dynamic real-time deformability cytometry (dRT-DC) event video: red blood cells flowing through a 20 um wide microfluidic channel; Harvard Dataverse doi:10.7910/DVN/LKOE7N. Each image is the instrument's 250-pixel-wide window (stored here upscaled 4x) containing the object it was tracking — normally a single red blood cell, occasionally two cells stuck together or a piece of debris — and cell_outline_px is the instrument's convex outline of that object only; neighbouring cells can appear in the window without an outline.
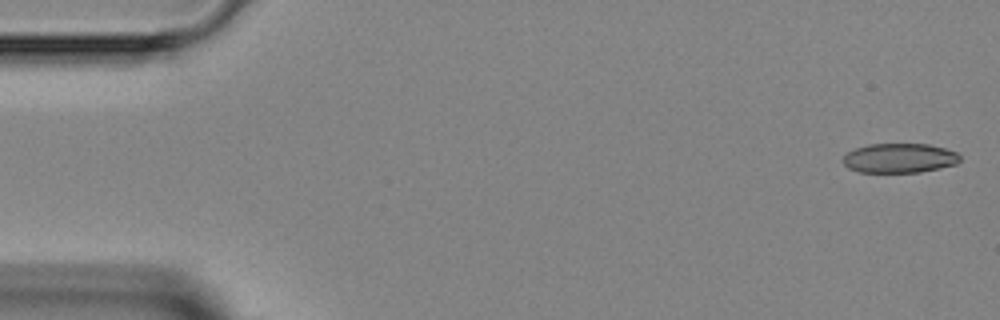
{"species": "Egyptian fruit bat (a non-hibernating species)", "species_latin": "Rousettus aegyptiacus", "temperature_condition": "room temperature", "stored_images_in_passage": 47, "camera_frame_rate_fps": 3000, "um_per_image_px": 0.085, "animal": {"sex": "female"}, "frame": {"image": 1, "passage_image": 1, "time_ms": 0.0, "image_size_px": [1000, 320], "cell_outline_px": [[960, 160], [956, 164], [940, 168], [920, 172], [860, 172], [848, 168], [844, 164], [844, 156], [848, 152], [856, 148], [868, 144], [928, 144], [944, 148], [956, 152], [960, 156]], "centroid_in_image_um": [76.46, 13.44], "position_along_channel_um": 8.5, "area_um2": 20.0}}
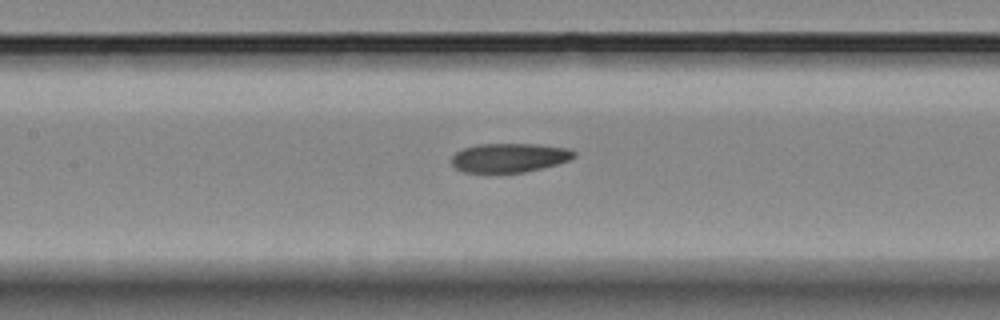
{"frame": {"image": 2, "passage_image": 21, "time_ms": 6.667, "image_size_px": [1000, 320], "cell_outline_px": [[576, 156], [572, 160], [524, 172], [464, 172], [456, 168], [452, 164], [452, 156], [456, 152], [464, 148], [476, 144], [536, 144], [568, 148], [576, 152]], "centroid_in_image_um": [43.32, 13.39], "position_along_channel_um": 164.1, "area_um2": 20.69}}
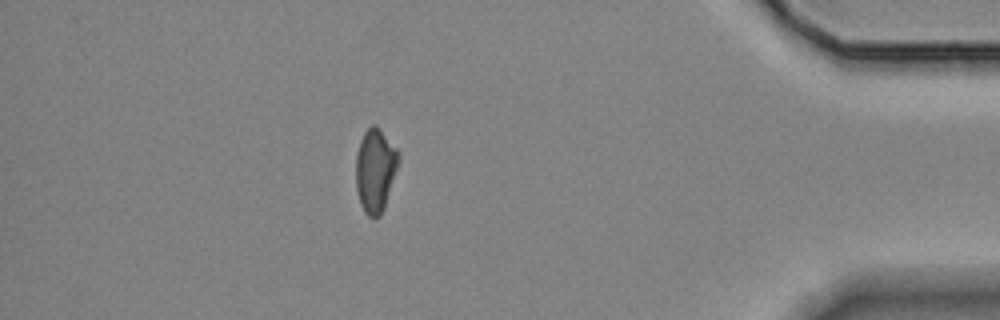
{"frame": {"image": 3, "passage_image": 41, "time_ms": 13.333, "image_size_px": [1000, 320], "cell_outline_px": [[400, 160], [384, 208], [380, 216], [372, 220], [364, 212], [360, 204], [356, 188], [356, 156], [360, 140], [364, 132], [372, 124], [376, 124], [380, 128], [400, 152]], "centroid_in_image_um": [31.91, 14.47], "position_along_channel_um": 403.3, "area_um2": 21.1}}